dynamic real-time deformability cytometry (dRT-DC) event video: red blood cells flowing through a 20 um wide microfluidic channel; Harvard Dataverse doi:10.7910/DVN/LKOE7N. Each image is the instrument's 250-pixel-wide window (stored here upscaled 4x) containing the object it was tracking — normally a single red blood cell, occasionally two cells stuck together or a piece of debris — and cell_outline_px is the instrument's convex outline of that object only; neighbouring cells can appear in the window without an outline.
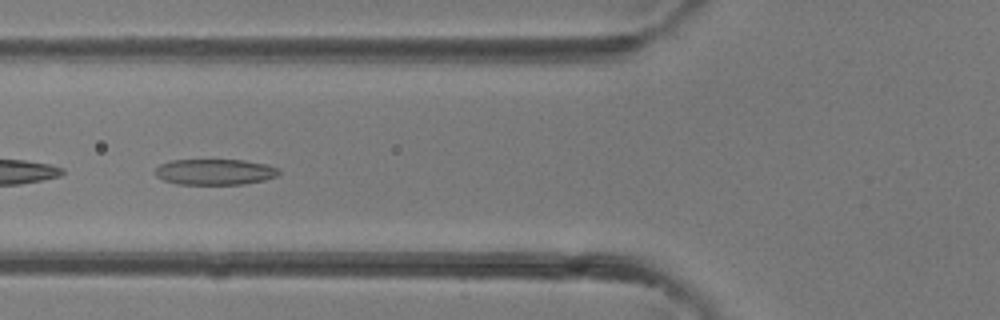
{"species": "common noctule bat (a hibernating species)", "species_latin": "Nyctalus noctula", "temperature_condition": "room temperature", "stored_images_in_passage": 26, "camera_frame_rate_fps": 3000, "um_per_image_px": 0.085, "animal": {"sex": "female"}, "frame": {"image": 1, "passage_image": 3, "time_ms": 0.667, "image_size_px": [1000, 320], "cell_outline_px": [[280, 172], [276, 176], [264, 180], [244, 184], [176, 184], [164, 180], [156, 176], [156, 168], [160, 164], [172, 160], [244, 160], [268, 164], [280, 168]], "centroid_in_image_um": [18.3, 14.61], "position_along_channel_um": 107.5, "area_um2": 18.67}}
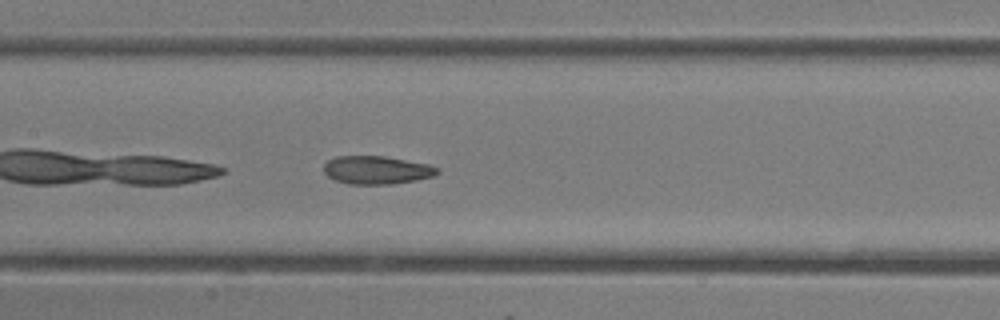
{"frame": {"image": 2, "passage_image": 7, "time_ms": 2.0, "image_size_px": [1000, 320], "cell_outline_px": [[440, 172], [432, 176], [416, 180], [392, 184], [348, 184], [336, 180], [328, 176], [324, 172], [324, 164], [328, 160], [336, 156], [384, 156], [428, 164], [440, 168]], "centroid_in_image_um": [32.02, 14.45], "position_along_channel_um": 175.4, "area_um2": 18.61}}
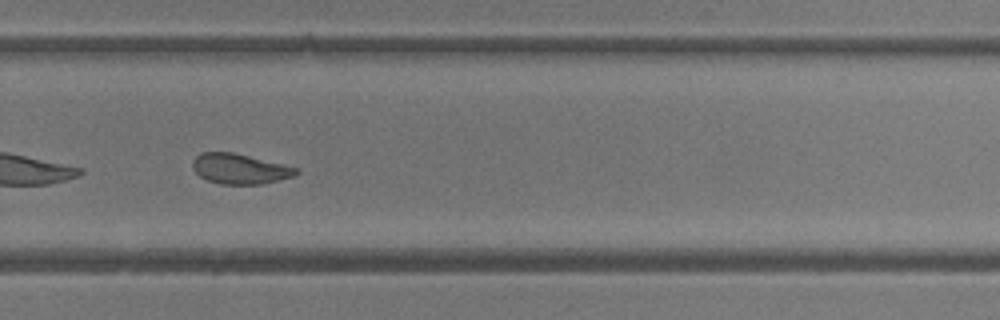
{"frame": {"image": 3, "passage_image": 15, "time_ms": 4.667, "image_size_px": [1000, 320], "cell_outline_px": [[300, 172], [292, 176], [264, 184], [220, 184], [208, 180], [200, 176], [192, 168], [192, 160], [196, 156], [204, 152], [232, 152], [284, 164], [296, 168]], "centroid_in_image_um": [20.36, 14.35], "position_along_channel_um": 309.4, "area_um2": 18.09}}